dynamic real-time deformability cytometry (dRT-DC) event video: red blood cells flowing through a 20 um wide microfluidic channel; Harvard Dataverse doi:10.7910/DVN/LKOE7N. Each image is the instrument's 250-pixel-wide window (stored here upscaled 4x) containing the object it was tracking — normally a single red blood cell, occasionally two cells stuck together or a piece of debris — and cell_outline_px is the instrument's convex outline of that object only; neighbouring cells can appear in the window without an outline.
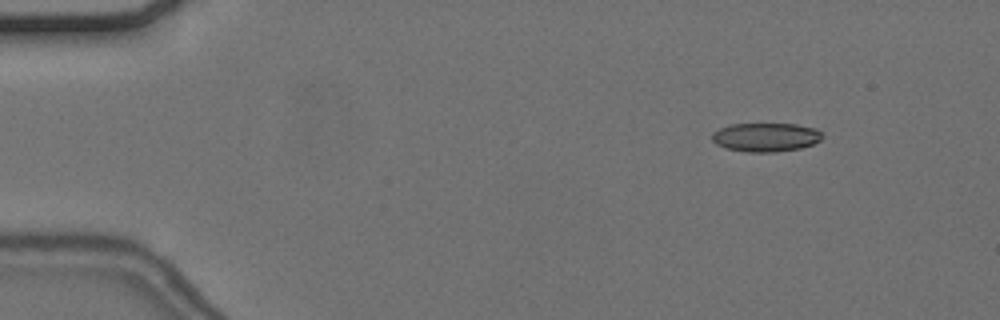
{"species": "common noctule bat (a hibernating species)", "species_latin": "Nyctalus noctula", "temperature_condition": "cold", "stored_images_in_passage": 50, "camera_frame_rate_fps": 3000, "um_per_image_px": 0.085, "animal": {"sex": "female", "body_mass_g": 24.6, "forearm_length_mm": 56.2}, "frame": {"image": 1, "passage_image": 1, "time_ms": 0.0, "image_size_px": [1000, 320], "cell_outline_px": [[824, 136], [820, 140], [812, 144], [800, 148], [776, 152], [748, 152], [728, 148], [716, 144], [712, 140], [712, 132], [728, 124], [796, 124], [816, 128]], "centroid_in_image_um": [65.09, 11.65], "position_along_channel_um": 19.9, "area_um2": 18.5}}
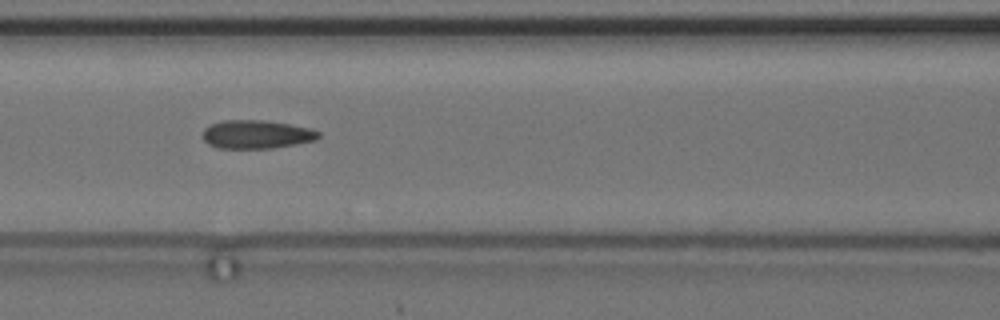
{"frame": {"image": 2, "passage_image": 19, "time_ms": 6.0, "image_size_px": [1000, 320], "cell_outline_px": [[320, 136], [316, 140], [296, 144], [272, 148], [216, 148], [208, 144], [204, 140], [204, 128], [212, 124], [224, 120], [264, 120], [312, 128], [320, 132]], "centroid_in_image_um": [21.83, 11.42], "position_along_channel_um": 144.8, "area_um2": 19.19}}
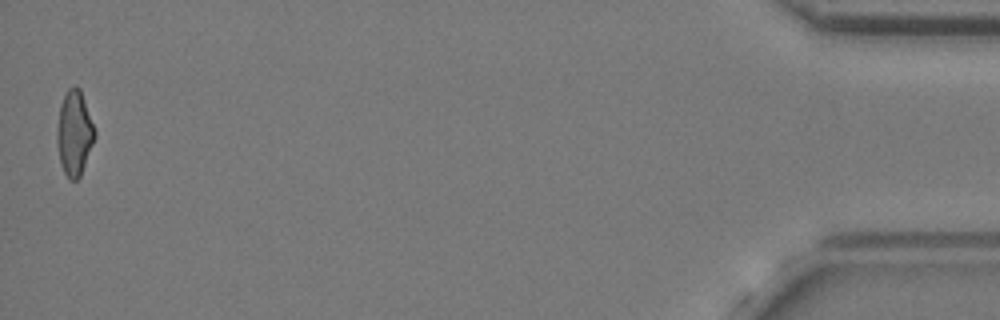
{"frame": {"image": 3, "passage_image": 50, "time_ms": 16.333, "image_size_px": [1000, 320], "cell_outline_px": [[96, 136], [80, 176], [76, 180], [68, 180], [60, 164], [56, 144], [56, 132], [60, 104], [68, 88], [76, 84], [80, 88], [96, 132]], "centroid_in_image_um": [6.3, 11.32], "position_along_channel_um": 428.9, "area_um2": 18.84}, "authors_computed_cell_mechanics": {"area_um2": 19.2474, "velocity_mm_per_s": 3.6582, "shape_relaxation_time_tau1_ms": null, "shape_relaxation_time_tau2_ms": 2.4051, "deformation_change_tau1": null, "deformation_change_tau2": 0.0854}}